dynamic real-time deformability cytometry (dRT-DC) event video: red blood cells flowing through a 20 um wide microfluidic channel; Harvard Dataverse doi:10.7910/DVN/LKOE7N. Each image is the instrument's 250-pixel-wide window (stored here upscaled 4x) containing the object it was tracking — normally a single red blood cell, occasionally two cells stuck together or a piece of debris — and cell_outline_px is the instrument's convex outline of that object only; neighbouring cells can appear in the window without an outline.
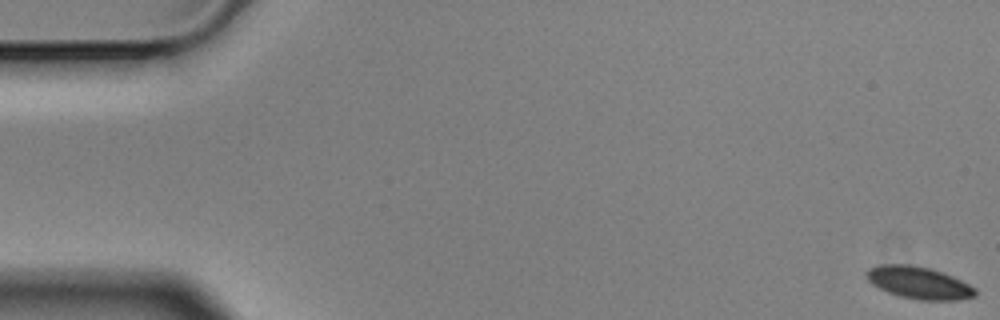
{"species": "Egyptian fruit bat (a non-hibernating species)", "species_latin": "Rousettus aegyptiacus", "temperature_condition": "cold", "stored_images_in_passage": 59, "camera_frame_rate_fps": 3000, "um_per_image_px": 0.085, "animal": {"sex": "male"}, "frame": {"image": 1, "passage_image": 1, "time_ms": 0.0, "image_size_px": [1000, 320], "cell_outline_px": [[976, 296], [960, 300], [920, 300], [900, 296], [888, 292], [872, 284], [868, 280], [864, 272], [868, 268], [876, 264], [912, 264], [932, 268], [952, 276], [976, 288]], "centroid_in_image_um": [78.08, 24.01], "position_along_channel_um": 6.9, "area_um2": 20.63}}
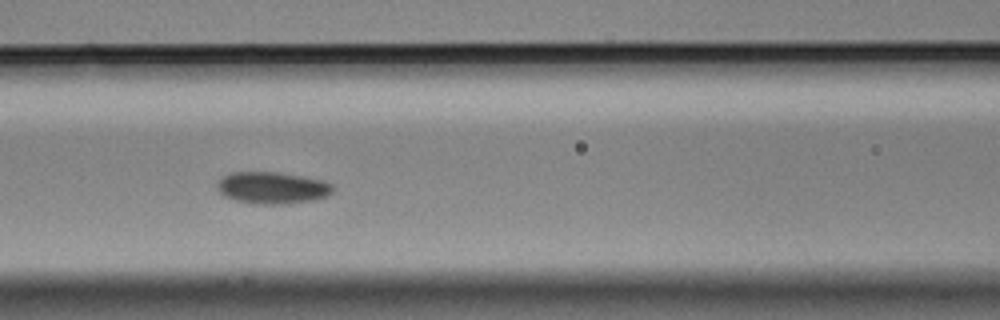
{"frame": {"image": 2, "passage_image": 25, "time_ms": 8.0, "image_size_px": [1000, 320], "cell_outline_px": [[336, 188], [328, 196], [312, 200], [284, 204], [256, 204], [236, 200], [224, 196], [216, 188], [216, 184], [224, 176], [232, 172], [280, 172], [304, 176], [324, 180], [332, 184]], "centroid_in_image_um": [23.18, 15.96], "position_along_channel_um": 143.4, "area_um2": 21.68}}
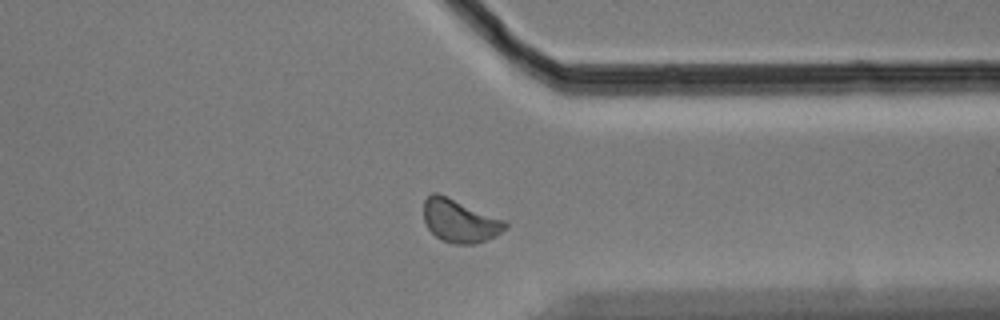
{"frame": {"image": 3, "passage_image": 45, "time_ms": 14.667, "image_size_px": [1000, 320], "cell_outline_px": [[508, 228], [496, 236], [472, 244], [452, 244], [436, 236], [428, 228], [424, 220], [424, 200], [432, 192], [436, 192], [448, 196], [504, 220], [508, 224]], "centroid_in_image_um": [39.08, 18.76], "position_along_channel_um": 372.3, "area_um2": 20.35}, "authors_computed_cell_mechanics": {"area_um2": 20.4034, "velocity_mm_per_s": 3.4695, "shape_relaxation_time_tau1_ms": 4.0014, "shape_relaxation_time_tau2_ms": 7.2793, "deformation_change_tau1": 0.0468, "deformation_change_tau2": 0.1212}}